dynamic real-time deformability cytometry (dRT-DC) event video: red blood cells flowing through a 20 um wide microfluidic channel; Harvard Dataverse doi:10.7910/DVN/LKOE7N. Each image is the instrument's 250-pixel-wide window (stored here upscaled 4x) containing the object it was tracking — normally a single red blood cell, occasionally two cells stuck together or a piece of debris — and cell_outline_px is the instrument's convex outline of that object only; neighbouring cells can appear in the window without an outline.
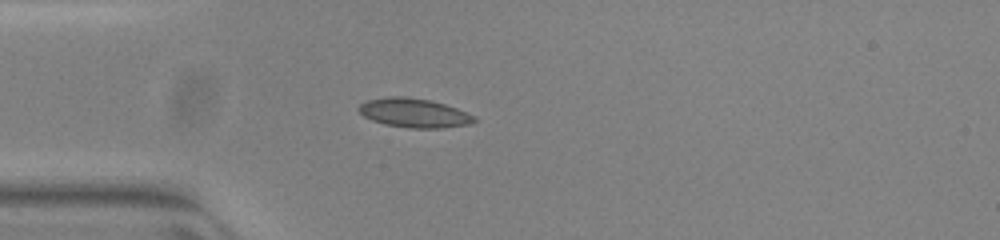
{"species": "common noctule bat (a hibernating species)", "species_latin": "Nyctalus noctula", "temperature_condition": "warm", "stored_images_in_passage": 38, "camera_frame_rate_fps": 3000, "um_per_image_px": 0.085, "animal": {"sex": "female", "body_mass_g": 23.0, "forearm_length_mm": 53.4}, "frame": {"image": 1, "passage_image": 1, "time_ms": 0.0, "image_size_px": [1000, 240], "cell_outline_px": [[476, 120], [468, 124], [440, 128], [408, 128], [384, 124], [372, 120], [364, 116], [356, 108], [360, 104], [368, 100], [388, 96], [404, 96], [428, 100], [444, 104], [456, 108], [476, 116]], "centroid_in_image_um": [35.16, 9.6], "position_along_channel_um": 49.8, "area_um2": 19.48}}
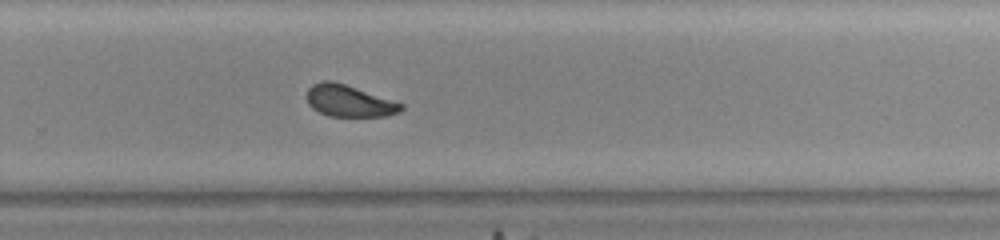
{"frame": {"image": 2, "passage_image": 21, "time_ms": 6.667, "image_size_px": [1000, 240], "cell_outline_px": [[404, 108], [400, 112], [388, 116], [328, 116], [312, 108], [308, 104], [308, 88], [312, 84], [324, 80], [332, 80], [404, 104]], "centroid_in_image_um": [29.68, 8.58], "position_along_channel_um": 300.1, "area_um2": 17.28}}
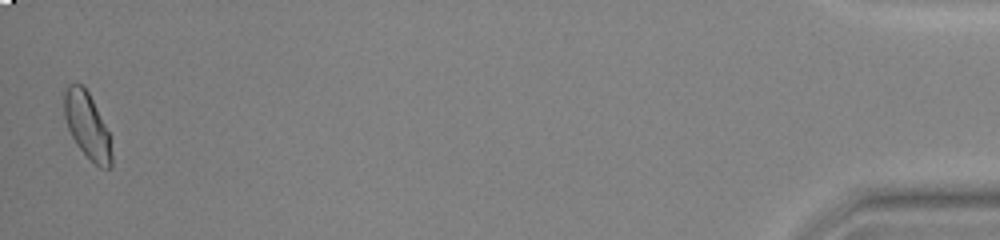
{"frame": {"image": 3, "passage_image": 38, "time_ms": 12.333, "image_size_px": [1000, 240], "cell_outline_px": [[112, 168], [100, 168], [76, 144], [68, 128], [64, 116], [64, 92], [68, 84], [84, 84], [112, 136]], "centroid_in_image_um": [7.45, 10.67], "position_along_channel_um": 427.8, "area_um2": 18.5}, "authors_computed_cell_mechanics": {"area_um2": 18.207, "velocity_mm_per_s": 3.9281, "shape_relaxation_time_tau1_ms": 5.018, "shape_relaxation_time_tau2_ms": null, "deformation_change_tau1": 0.1191, "deformation_change_tau2": null}}